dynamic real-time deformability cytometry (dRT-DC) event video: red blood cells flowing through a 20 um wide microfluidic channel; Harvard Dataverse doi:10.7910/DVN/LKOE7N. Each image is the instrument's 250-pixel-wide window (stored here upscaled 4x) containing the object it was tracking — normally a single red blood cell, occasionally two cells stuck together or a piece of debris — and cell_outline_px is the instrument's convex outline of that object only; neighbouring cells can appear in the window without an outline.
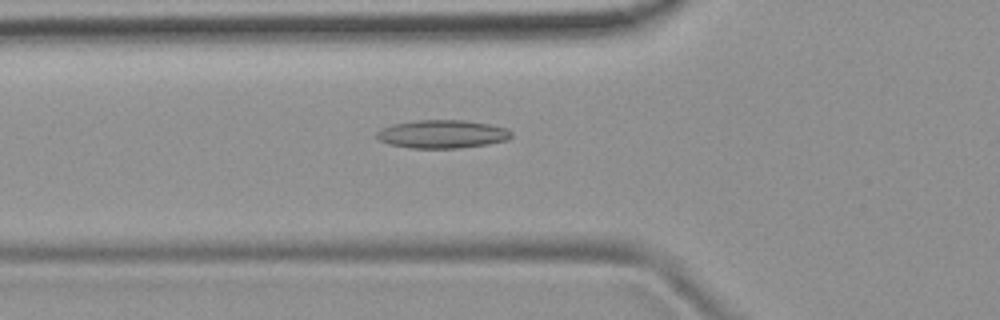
{"species": "common noctule bat (a hibernating species)", "species_latin": "Nyctalus noctula", "temperature_condition": "room temperature", "stored_images_in_passage": 50, "camera_frame_rate_fps": 3000, "um_per_image_px": 0.085, "animal": {"sex": "female", "body_mass_g": 19.9}, "frame": {"image": 1, "passage_image": 16, "time_ms": 5.0, "image_size_px": [1000, 320], "cell_outline_px": [[512, 136], [508, 140], [488, 144], [460, 148], [412, 148], [388, 144], [380, 140], [376, 136], [376, 132], [380, 128], [392, 124], [416, 120], [464, 120], [488, 124], [508, 128], [512, 132]], "centroid_in_image_um": [37.59, 11.39], "position_along_channel_um": 88.2, "area_um2": 22.31}}
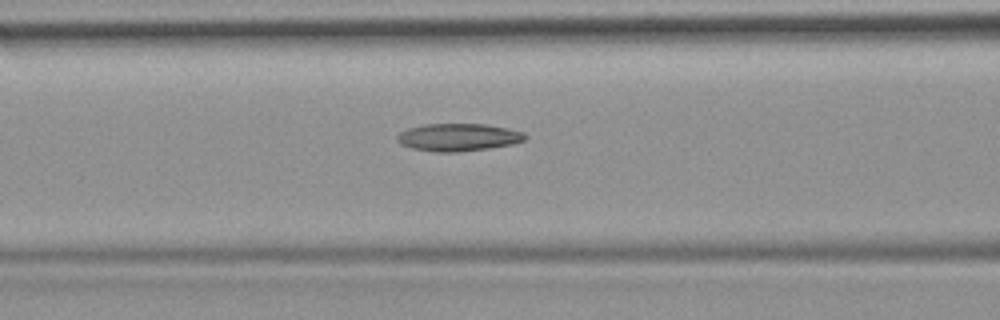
{"frame": {"image": 2, "passage_image": 19, "time_ms": 6.0, "image_size_px": [1000, 320], "cell_outline_px": [[524, 140], [512, 144], [488, 148], [456, 152], [436, 152], [412, 148], [400, 144], [396, 140], [396, 136], [400, 132], [408, 128], [424, 124], [484, 124], [508, 128], [524, 132]], "centroid_in_image_um": [38.91, 11.66], "position_along_channel_um": 127.7, "area_um2": 20.46}}
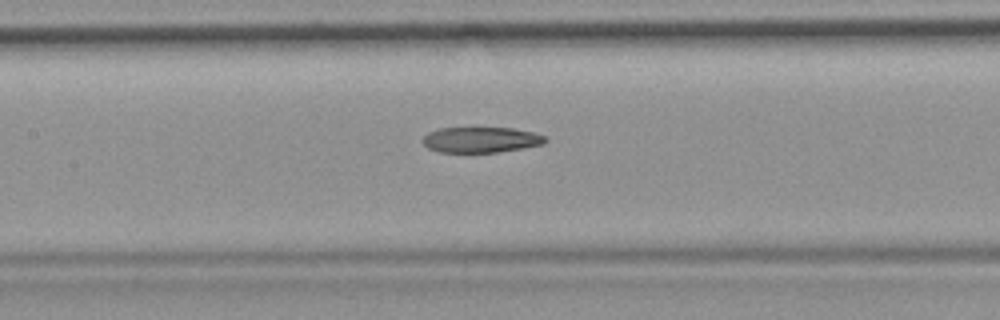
{"frame": {"image": 3, "passage_image": 22, "time_ms": 7.0, "image_size_px": [1000, 320], "cell_outline_px": [[548, 140], [544, 144], [524, 148], [496, 152], [440, 152], [428, 148], [424, 144], [424, 136], [428, 132], [440, 128], [512, 128], [532, 132], [544, 136]], "centroid_in_image_um": [40.9, 11.88], "position_along_channel_um": 166.5, "area_um2": 18.15}, "authors_computed_cell_mechanics": {"area_um2": 20.1433, "velocity_mm_per_s": 3.8925, "shape_relaxation_time_tau1_ms": null, "shape_relaxation_time_tau2_ms": 3.3816, "deformation_change_tau1": null, "deformation_change_tau2": 0.1225}}